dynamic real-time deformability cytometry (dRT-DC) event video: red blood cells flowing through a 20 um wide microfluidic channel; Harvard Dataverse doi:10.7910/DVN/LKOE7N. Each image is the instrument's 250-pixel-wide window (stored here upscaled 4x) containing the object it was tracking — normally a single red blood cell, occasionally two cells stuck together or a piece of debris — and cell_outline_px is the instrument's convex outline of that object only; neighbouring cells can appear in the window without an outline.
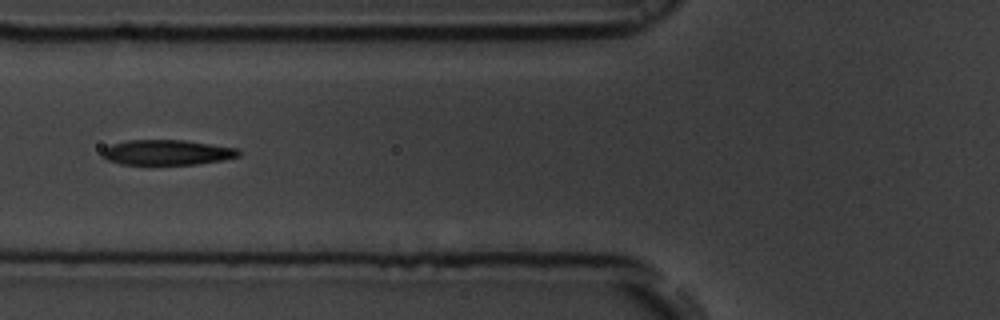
{"species": "common noctule bat (a hibernating species)", "species_latin": "Nyctalus noctula", "temperature_condition": "room temperature", "stored_images_in_passage": 39, "camera_frame_rate_fps": 3000, "um_per_image_px": 0.085, "animal": {"sex": "male", "body_mass_g": 19.5, "forearm_length_mm": 54.6}, "frame": {"image": 1, "passage_image": 6, "time_ms": 1.667, "image_size_px": [1000, 320], "cell_outline_px": [[240, 156], [224, 160], [196, 164], [120, 164], [108, 160], [100, 156], [100, 152], [104, 148], [112, 144], [128, 140], [184, 140], [240, 148]], "centroid_in_image_um": [14.2, 12.95], "position_along_channel_um": 111.6, "area_um2": 20.17}}
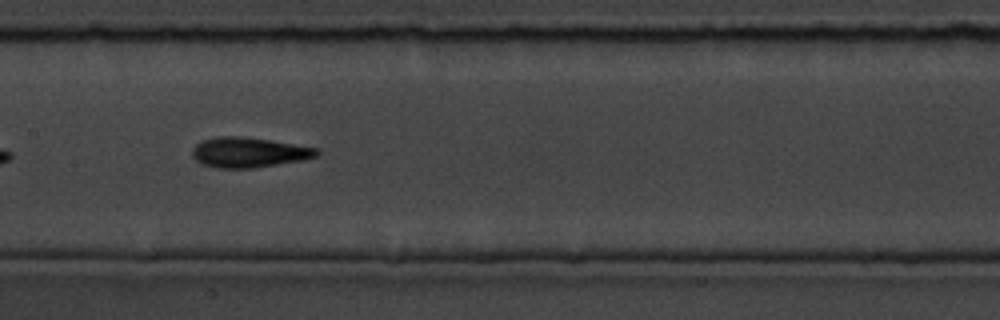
{"frame": {"image": 2, "passage_image": 12, "time_ms": 3.667, "image_size_px": [1000, 320], "cell_outline_px": [[320, 152], [316, 156], [304, 160], [252, 168], [216, 168], [200, 164], [192, 156], [192, 148], [200, 140], [220, 136], [240, 136], [272, 140], [320, 148]], "centroid_in_image_um": [21.14, 12.95], "position_along_channel_um": 186.3, "area_um2": 22.14}}
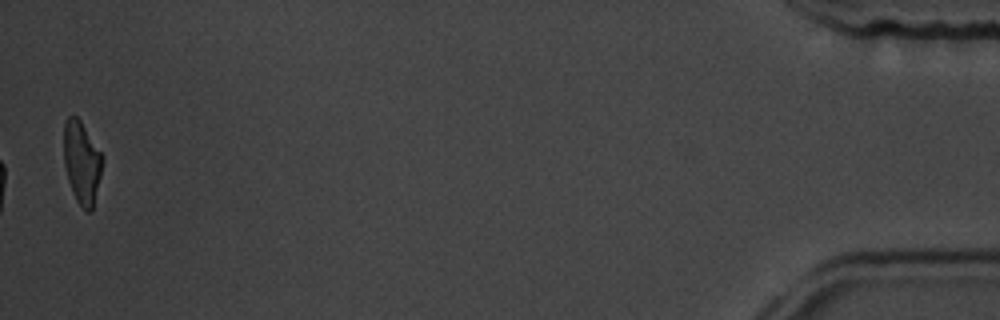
{"frame": {"image": 3, "passage_image": 39, "time_ms": 12.667, "image_size_px": [1000, 320], "cell_outline_px": [[104, 160], [92, 212], [88, 212], [76, 200], [72, 192], [68, 180], [64, 164], [64, 124], [68, 116], [76, 116], [80, 120], [104, 156]], "centroid_in_image_um": [6.97, 13.81], "position_along_channel_um": 428.2, "area_um2": 18.61}, "authors_computed_cell_mechanics": {"area_um2": 20.23, "velocity_mm_per_s": 3.7291, "shape_relaxation_time_tau1_ms": 3.8812, "shape_relaxation_time_tau2_ms": 1.8999, "deformation_change_tau1": 0.1782, "deformation_change_tau2": 0.0957}}